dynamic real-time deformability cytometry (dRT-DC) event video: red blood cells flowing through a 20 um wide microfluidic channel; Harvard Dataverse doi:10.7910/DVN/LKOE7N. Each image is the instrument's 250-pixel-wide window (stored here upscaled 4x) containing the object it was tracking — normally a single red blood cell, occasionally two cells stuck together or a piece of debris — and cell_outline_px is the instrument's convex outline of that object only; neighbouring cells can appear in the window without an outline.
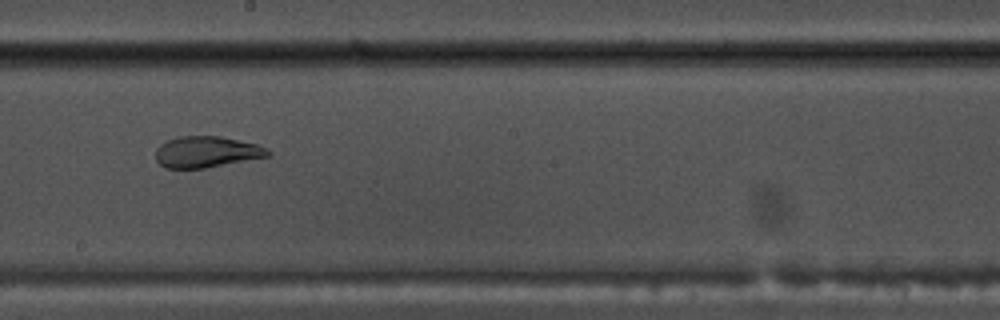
{"species": "common noctule bat (a hibernating species)", "species_latin": "Nyctalus noctula", "temperature_condition": "warm", "stored_images_in_passage": 53, "camera_frame_rate_fps": 3000, "um_per_image_px": 0.085, "animal": {"sex": "male", "body_mass_g": 17.5, "forearm_length_mm": 52.3}, "frame": {"image": 1, "passage_image": 30, "time_ms": 9.667, "image_size_px": [1000, 320], "cell_outline_px": [[272, 152], [268, 156], [204, 168], [164, 168], [156, 160], [156, 148], [160, 144], [168, 140], [180, 136], [220, 136], [256, 144], [268, 148]], "centroid_in_image_um": [17.54, 12.91], "position_along_channel_um": 230.7, "area_um2": 20.29}}
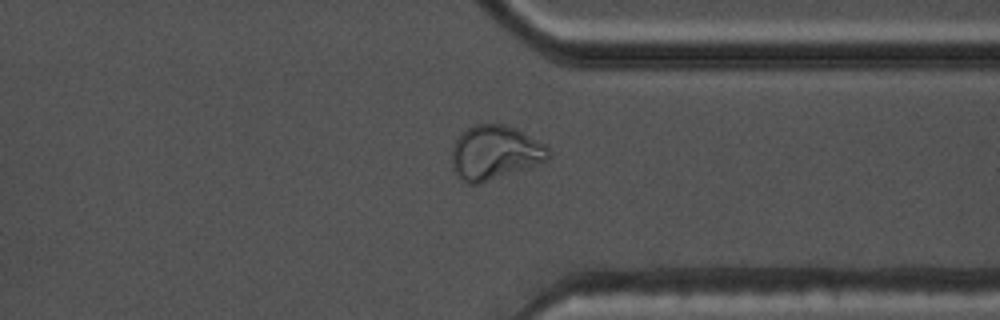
{"frame": {"image": 2, "passage_image": 41, "time_ms": 13.333, "image_size_px": [1000, 320], "cell_outline_px": [[552, 152], [548, 160], [480, 184], [468, 184], [452, 168], [452, 148], [456, 140], [468, 128], [476, 124], [504, 124], [516, 128], [524, 132], [544, 144]], "centroid_in_image_um": [42.09, 12.96], "position_along_channel_um": 369.3, "area_um2": 30.23}}
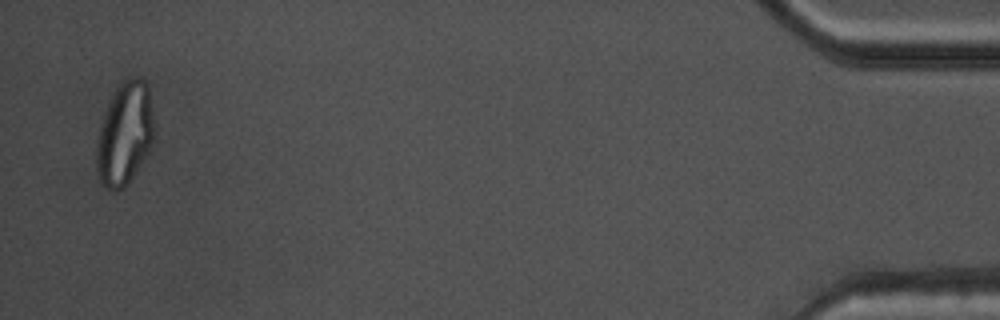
{"frame": {"image": 3, "passage_image": 52, "time_ms": 17.0, "image_size_px": [1000, 320], "cell_outline_px": [[156, 128], [152, 144], [148, 152], [132, 176], [116, 192], [100, 184], [96, 172], [96, 140], [100, 124], [104, 112], [112, 92], [120, 80], [132, 76], [140, 76], [148, 84], [156, 124]], "centroid_in_image_um": [10.61, 11.27], "position_along_channel_um": 424.6, "area_um2": 35.43}, "authors_computed_cell_mechanics": {"area_um2": 25.6632, "velocity_mm_per_s": 3.8057, "shape_relaxation_time_tau1_ms": null, "shape_relaxation_time_tau2_ms": 0.9974, "deformation_change_tau1": null, "deformation_change_tau2": 0.0692}}